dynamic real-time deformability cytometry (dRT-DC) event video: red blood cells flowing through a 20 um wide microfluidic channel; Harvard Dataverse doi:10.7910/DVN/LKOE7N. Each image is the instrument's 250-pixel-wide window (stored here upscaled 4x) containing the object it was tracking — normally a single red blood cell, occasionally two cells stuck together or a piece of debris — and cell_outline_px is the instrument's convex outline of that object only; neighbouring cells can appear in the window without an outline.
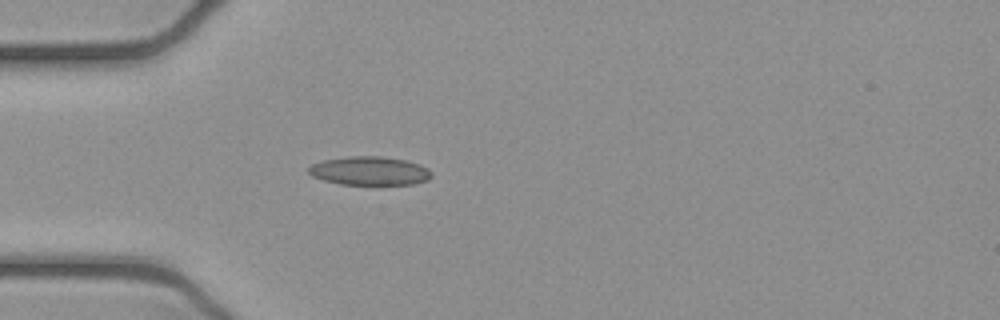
{"species": "common noctule bat (a hibernating species)", "species_latin": "Nyctalus noctula", "temperature_condition": "cold", "stored_images_in_passage": 38, "camera_frame_rate_fps": 3000, "um_per_image_px": 0.085, "animal": {"sex": "female", "body_mass_g": 21.9}, "frame": {"image": 1, "passage_image": 1, "time_ms": 0.0, "image_size_px": [1000, 320], "cell_outline_px": [[432, 176], [428, 180], [412, 184], [340, 184], [324, 180], [312, 176], [308, 172], [308, 168], [312, 164], [324, 160], [352, 156], [380, 156], [404, 160], [420, 164], [428, 168], [432, 172]], "centroid_in_image_um": [31.44, 14.52], "position_along_channel_um": 53.6, "area_um2": 20.4}}
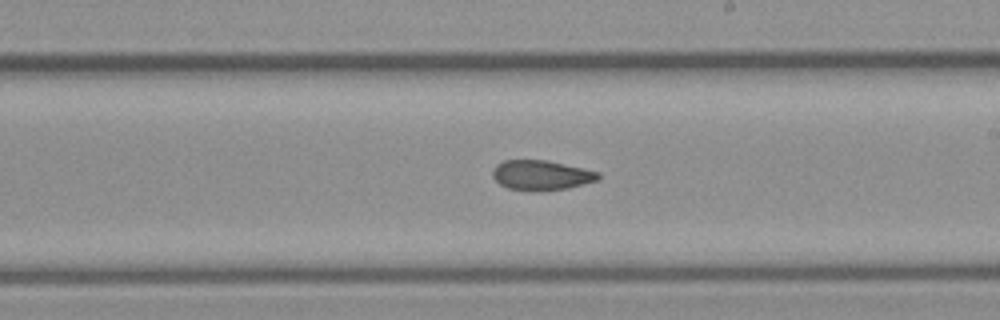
{"frame": {"image": 2, "passage_image": 16, "time_ms": 5.0, "image_size_px": [1000, 320], "cell_outline_px": [[600, 180], [568, 188], [508, 188], [500, 184], [492, 176], [492, 172], [496, 164], [504, 160], [548, 160], [600, 172]], "centroid_in_image_um": [46.04, 14.84], "position_along_channel_um": 243.0, "area_um2": 17.74}}
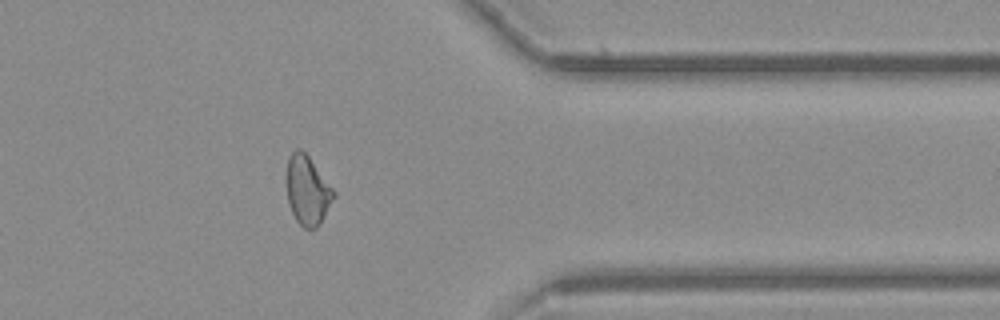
{"frame": {"image": 3, "passage_image": 28, "time_ms": 9.0, "image_size_px": [1000, 320], "cell_outline_px": [[336, 196], [320, 224], [316, 228], [304, 228], [296, 220], [288, 204], [284, 180], [288, 156], [296, 148], [300, 148], [308, 156], [336, 192]], "centroid_in_image_um": [26.1, 16.16], "position_along_channel_um": 385.3, "area_um2": 19.42}, "authors_computed_cell_mechanics": {"area_um2": 19.1896, "velocity_mm_per_s": 3.9206, "shape_relaxation_time_tau1_ms": null, "shape_relaxation_time_tau2_ms": 5.5475, "deformation_change_tau1": null, "deformation_change_tau2": 0.1107}}